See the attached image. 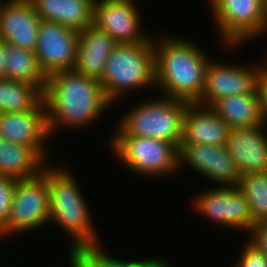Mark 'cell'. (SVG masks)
I'll list each match as a JSON object with an SVG mask.
<instances>
[{"label":"cell","mask_w":267,"mask_h":267,"mask_svg":"<svg viewBox=\"0 0 267 267\" xmlns=\"http://www.w3.org/2000/svg\"><path fill=\"white\" fill-rule=\"evenodd\" d=\"M43 101L50 135L60 126L78 128L93 123L112 104L97 79L74 69L47 76Z\"/></svg>","instance_id":"obj_1"},{"label":"cell","mask_w":267,"mask_h":267,"mask_svg":"<svg viewBox=\"0 0 267 267\" xmlns=\"http://www.w3.org/2000/svg\"><path fill=\"white\" fill-rule=\"evenodd\" d=\"M161 40L157 43L153 39L156 86L164 97L197 103L203 92L209 58L191 40L173 36Z\"/></svg>","instance_id":"obj_2"},{"label":"cell","mask_w":267,"mask_h":267,"mask_svg":"<svg viewBox=\"0 0 267 267\" xmlns=\"http://www.w3.org/2000/svg\"><path fill=\"white\" fill-rule=\"evenodd\" d=\"M47 164L49 187V223L54 222L72 238V247L100 244L92 224L90 210L76 178L66 169ZM69 233V234H68Z\"/></svg>","instance_id":"obj_3"},{"label":"cell","mask_w":267,"mask_h":267,"mask_svg":"<svg viewBox=\"0 0 267 267\" xmlns=\"http://www.w3.org/2000/svg\"><path fill=\"white\" fill-rule=\"evenodd\" d=\"M106 98L115 103L130 89L156 85L153 39L144 43H118L111 52L101 80ZM126 92V93H125Z\"/></svg>","instance_id":"obj_4"},{"label":"cell","mask_w":267,"mask_h":267,"mask_svg":"<svg viewBox=\"0 0 267 267\" xmlns=\"http://www.w3.org/2000/svg\"><path fill=\"white\" fill-rule=\"evenodd\" d=\"M188 102L170 97L153 99L123 115L116 136L151 137L173 143L179 148L182 139L183 116Z\"/></svg>","instance_id":"obj_5"},{"label":"cell","mask_w":267,"mask_h":267,"mask_svg":"<svg viewBox=\"0 0 267 267\" xmlns=\"http://www.w3.org/2000/svg\"><path fill=\"white\" fill-rule=\"evenodd\" d=\"M110 143L117 159L135 174L170 176L178 169V148L171 142L151 137L114 136Z\"/></svg>","instance_id":"obj_6"},{"label":"cell","mask_w":267,"mask_h":267,"mask_svg":"<svg viewBox=\"0 0 267 267\" xmlns=\"http://www.w3.org/2000/svg\"><path fill=\"white\" fill-rule=\"evenodd\" d=\"M49 215L46 166L40 175L29 179H16L6 227L0 232V237L36 229L49 222Z\"/></svg>","instance_id":"obj_7"},{"label":"cell","mask_w":267,"mask_h":267,"mask_svg":"<svg viewBox=\"0 0 267 267\" xmlns=\"http://www.w3.org/2000/svg\"><path fill=\"white\" fill-rule=\"evenodd\" d=\"M213 20L222 40L230 46L261 36L267 30L263 0H210ZM221 34V35H220Z\"/></svg>","instance_id":"obj_8"},{"label":"cell","mask_w":267,"mask_h":267,"mask_svg":"<svg viewBox=\"0 0 267 267\" xmlns=\"http://www.w3.org/2000/svg\"><path fill=\"white\" fill-rule=\"evenodd\" d=\"M79 44V31L54 21L41 20L35 54L46 76L74 69Z\"/></svg>","instance_id":"obj_9"},{"label":"cell","mask_w":267,"mask_h":267,"mask_svg":"<svg viewBox=\"0 0 267 267\" xmlns=\"http://www.w3.org/2000/svg\"><path fill=\"white\" fill-rule=\"evenodd\" d=\"M265 62L262 66L258 64L248 68L246 65H226L227 63L214 62L211 59L205 73L203 92L197 104L210 107L220 98L258 91L259 77L267 65V61Z\"/></svg>","instance_id":"obj_10"},{"label":"cell","mask_w":267,"mask_h":267,"mask_svg":"<svg viewBox=\"0 0 267 267\" xmlns=\"http://www.w3.org/2000/svg\"><path fill=\"white\" fill-rule=\"evenodd\" d=\"M195 208L207 219L250 233L254 223L246 197L237 186H218L197 195ZM244 229V230H243Z\"/></svg>","instance_id":"obj_11"},{"label":"cell","mask_w":267,"mask_h":267,"mask_svg":"<svg viewBox=\"0 0 267 267\" xmlns=\"http://www.w3.org/2000/svg\"><path fill=\"white\" fill-rule=\"evenodd\" d=\"M134 0H94L93 25L107 32L117 43L150 42L140 30V16Z\"/></svg>","instance_id":"obj_12"},{"label":"cell","mask_w":267,"mask_h":267,"mask_svg":"<svg viewBox=\"0 0 267 267\" xmlns=\"http://www.w3.org/2000/svg\"><path fill=\"white\" fill-rule=\"evenodd\" d=\"M188 164L204 177L216 181L220 186H237L240 174L233 158L224 146L180 143L178 168Z\"/></svg>","instance_id":"obj_13"},{"label":"cell","mask_w":267,"mask_h":267,"mask_svg":"<svg viewBox=\"0 0 267 267\" xmlns=\"http://www.w3.org/2000/svg\"><path fill=\"white\" fill-rule=\"evenodd\" d=\"M49 135L43 100L34 109L26 112H0V137L34 148L46 161L49 151L45 149V141Z\"/></svg>","instance_id":"obj_14"},{"label":"cell","mask_w":267,"mask_h":267,"mask_svg":"<svg viewBox=\"0 0 267 267\" xmlns=\"http://www.w3.org/2000/svg\"><path fill=\"white\" fill-rule=\"evenodd\" d=\"M40 22L29 0L0 3V38L7 44L35 51Z\"/></svg>","instance_id":"obj_15"},{"label":"cell","mask_w":267,"mask_h":267,"mask_svg":"<svg viewBox=\"0 0 267 267\" xmlns=\"http://www.w3.org/2000/svg\"><path fill=\"white\" fill-rule=\"evenodd\" d=\"M263 125L230 129L225 144L241 175L267 171V136Z\"/></svg>","instance_id":"obj_16"},{"label":"cell","mask_w":267,"mask_h":267,"mask_svg":"<svg viewBox=\"0 0 267 267\" xmlns=\"http://www.w3.org/2000/svg\"><path fill=\"white\" fill-rule=\"evenodd\" d=\"M229 131V125L210 107L188 103L183 116L181 143L224 146Z\"/></svg>","instance_id":"obj_17"},{"label":"cell","mask_w":267,"mask_h":267,"mask_svg":"<svg viewBox=\"0 0 267 267\" xmlns=\"http://www.w3.org/2000/svg\"><path fill=\"white\" fill-rule=\"evenodd\" d=\"M118 43L105 31L88 26L79 31V44L74 70L101 80L105 64Z\"/></svg>","instance_id":"obj_18"},{"label":"cell","mask_w":267,"mask_h":267,"mask_svg":"<svg viewBox=\"0 0 267 267\" xmlns=\"http://www.w3.org/2000/svg\"><path fill=\"white\" fill-rule=\"evenodd\" d=\"M41 20L54 21L77 31L93 25L94 0H29Z\"/></svg>","instance_id":"obj_19"},{"label":"cell","mask_w":267,"mask_h":267,"mask_svg":"<svg viewBox=\"0 0 267 267\" xmlns=\"http://www.w3.org/2000/svg\"><path fill=\"white\" fill-rule=\"evenodd\" d=\"M46 166L47 161L34 148L0 137V174L29 179L40 175Z\"/></svg>","instance_id":"obj_20"},{"label":"cell","mask_w":267,"mask_h":267,"mask_svg":"<svg viewBox=\"0 0 267 267\" xmlns=\"http://www.w3.org/2000/svg\"><path fill=\"white\" fill-rule=\"evenodd\" d=\"M210 108L230 129L263 125L259 91L220 98Z\"/></svg>","instance_id":"obj_21"},{"label":"cell","mask_w":267,"mask_h":267,"mask_svg":"<svg viewBox=\"0 0 267 267\" xmlns=\"http://www.w3.org/2000/svg\"><path fill=\"white\" fill-rule=\"evenodd\" d=\"M5 53V78L33 84L44 92L47 76L38 64L35 51L6 44Z\"/></svg>","instance_id":"obj_22"},{"label":"cell","mask_w":267,"mask_h":267,"mask_svg":"<svg viewBox=\"0 0 267 267\" xmlns=\"http://www.w3.org/2000/svg\"><path fill=\"white\" fill-rule=\"evenodd\" d=\"M43 100V92L33 84L0 79V112L20 113L34 109Z\"/></svg>","instance_id":"obj_23"},{"label":"cell","mask_w":267,"mask_h":267,"mask_svg":"<svg viewBox=\"0 0 267 267\" xmlns=\"http://www.w3.org/2000/svg\"><path fill=\"white\" fill-rule=\"evenodd\" d=\"M237 187L247 199L253 223L267 222V171L241 175Z\"/></svg>","instance_id":"obj_24"},{"label":"cell","mask_w":267,"mask_h":267,"mask_svg":"<svg viewBox=\"0 0 267 267\" xmlns=\"http://www.w3.org/2000/svg\"><path fill=\"white\" fill-rule=\"evenodd\" d=\"M102 245L85 246L84 248L101 264L102 267H170L167 260L161 258H151L145 260H118L108 256L102 250Z\"/></svg>","instance_id":"obj_25"},{"label":"cell","mask_w":267,"mask_h":267,"mask_svg":"<svg viewBox=\"0 0 267 267\" xmlns=\"http://www.w3.org/2000/svg\"><path fill=\"white\" fill-rule=\"evenodd\" d=\"M16 178L0 174V232L6 227Z\"/></svg>","instance_id":"obj_26"},{"label":"cell","mask_w":267,"mask_h":267,"mask_svg":"<svg viewBox=\"0 0 267 267\" xmlns=\"http://www.w3.org/2000/svg\"><path fill=\"white\" fill-rule=\"evenodd\" d=\"M246 243L238 263L233 267H267V256L250 241Z\"/></svg>","instance_id":"obj_27"},{"label":"cell","mask_w":267,"mask_h":267,"mask_svg":"<svg viewBox=\"0 0 267 267\" xmlns=\"http://www.w3.org/2000/svg\"><path fill=\"white\" fill-rule=\"evenodd\" d=\"M69 258V267H102L84 247H71Z\"/></svg>","instance_id":"obj_28"},{"label":"cell","mask_w":267,"mask_h":267,"mask_svg":"<svg viewBox=\"0 0 267 267\" xmlns=\"http://www.w3.org/2000/svg\"><path fill=\"white\" fill-rule=\"evenodd\" d=\"M249 234L248 241L267 256V222L254 224Z\"/></svg>","instance_id":"obj_29"},{"label":"cell","mask_w":267,"mask_h":267,"mask_svg":"<svg viewBox=\"0 0 267 267\" xmlns=\"http://www.w3.org/2000/svg\"><path fill=\"white\" fill-rule=\"evenodd\" d=\"M258 91L260 95V105H261V118L263 126L267 123V66L261 72L258 80Z\"/></svg>","instance_id":"obj_30"},{"label":"cell","mask_w":267,"mask_h":267,"mask_svg":"<svg viewBox=\"0 0 267 267\" xmlns=\"http://www.w3.org/2000/svg\"><path fill=\"white\" fill-rule=\"evenodd\" d=\"M7 43L0 38V79L5 78V62H6V53L5 45Z\"/></svg>","instance_id":"obj_31"},{"label":"cell","mask_w":267,"mask_h":267,"mask_svg":"<svg viewBox=\"0 0 267 267\" xmlns=\"http://www.w3.org/2000/svg\"><path fill=\"white\" fill-rule=\"evenodd\" d=\"M263 13H264L265 23L267 25V0H263Z\"/></svg>","instance_id":"obj_32"}]
</instances>
